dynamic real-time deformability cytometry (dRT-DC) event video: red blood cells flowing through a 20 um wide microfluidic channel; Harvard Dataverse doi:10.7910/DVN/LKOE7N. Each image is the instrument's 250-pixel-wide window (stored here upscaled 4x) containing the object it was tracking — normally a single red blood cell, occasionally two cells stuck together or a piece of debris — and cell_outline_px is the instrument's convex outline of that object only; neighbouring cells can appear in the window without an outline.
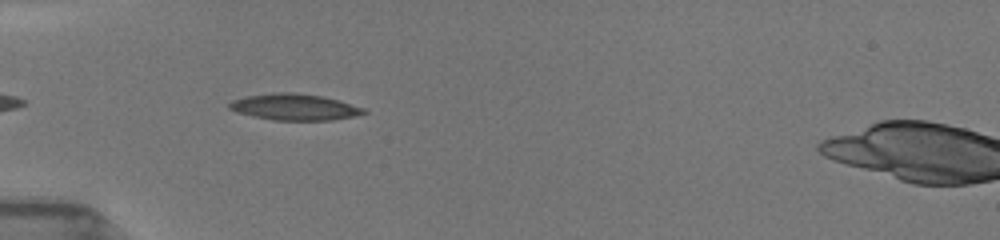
{"species": "common noctule bat (a hibernating species)", "species_latin": "Nyctalus noctula", "temperature_condition": "room temperature", "stored_images_in_passage": 8, "camera_frame_rate_fps": 3000, "um_per_image_px": 0.085, "animal": {"sex": "female", "body_mass_g": 19.5, "forearm_length_mm": 54.1}, "frame": {"image": 1, "passage_image": 7, "time_ms": 5.333, "image_size_px": [1000, 240], "cell_outline_px": [[368, 112], [352, 116], [332, 120], [272, 120], [252, 116], [236, 112], [228, 108], [228, 104], [232, 100], [244, 96], [272, 92], [292, 92], [324, 96], [364, 108]], "centroid_in_image_um": [24.97, 9.09], "position_along_channel_um": 60.0, "area_um2": 20.69}}
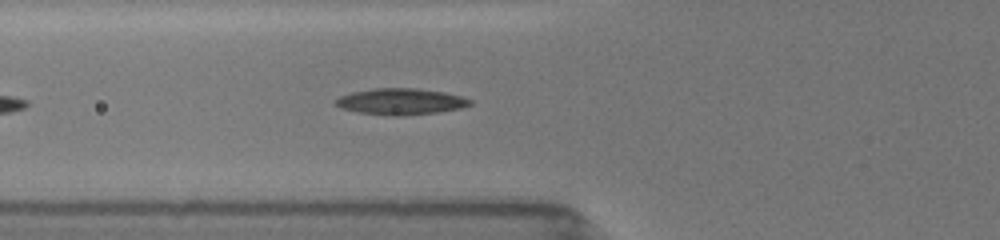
{"frame": {"image": 2, "passage_image": 8, "time_ms": 6.333, "image_size_px": [1000, 240], "cell_outline_px": [[472, 104], [460, 108], [436, 112], [400, 116], [388, 116], [360, 112], [340, 108], [336, 104], [336, 100], [340, 96], [352, 92], [372, 88], [416, 88], [444, 92], [460, 96], [472, 100]], "centroid_in_image_um": [34.06, 8.63], "position_along_channel_um": 91.7, "area_um2": 20.46}}